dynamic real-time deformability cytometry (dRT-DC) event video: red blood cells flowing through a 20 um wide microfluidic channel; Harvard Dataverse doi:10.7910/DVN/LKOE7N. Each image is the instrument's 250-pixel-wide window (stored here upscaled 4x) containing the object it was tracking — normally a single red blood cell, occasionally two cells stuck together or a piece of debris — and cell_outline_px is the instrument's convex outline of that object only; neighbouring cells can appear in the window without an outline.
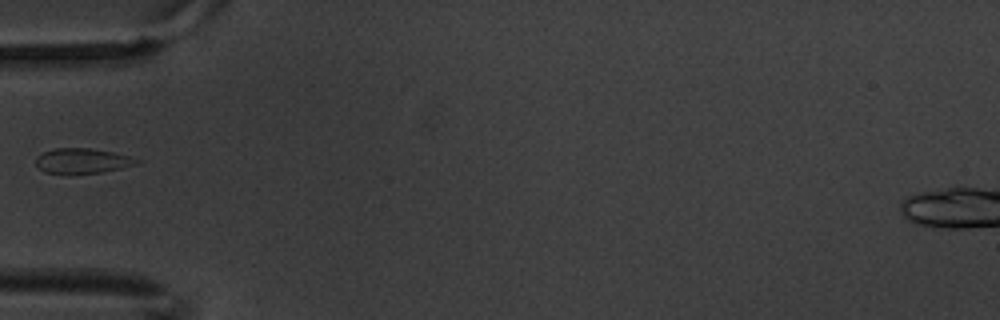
{"species": "common noctule bat (a hibernating species)", "species_latin": "Nyctalus noctula", "temperature_condition": "warm", "stored_images_in_passage": 1, "camera_frame_rate_fps": 3000, "um_per_image_px": 0.085, "animal": {"sex": "male", "body_mass_g": 20.1, "forearm_length_mm": 53.5}, "frame": {"image": 1, "passage_image": 1, "time_ms": 0.0, "image_size_px": [1000, 320], "cell_outline_px": [[144, 160], [136, 164], [120, 168], [100, 172], [64, 176], [44, 172], [36, 164], [36, 156], [44, 152], [56, 148], [88, 148], [112, 152]], "centroid_in_image_um": [6.95, 13.7], "position_along_channel_um": 78.0, "area_um2": 15.03}}